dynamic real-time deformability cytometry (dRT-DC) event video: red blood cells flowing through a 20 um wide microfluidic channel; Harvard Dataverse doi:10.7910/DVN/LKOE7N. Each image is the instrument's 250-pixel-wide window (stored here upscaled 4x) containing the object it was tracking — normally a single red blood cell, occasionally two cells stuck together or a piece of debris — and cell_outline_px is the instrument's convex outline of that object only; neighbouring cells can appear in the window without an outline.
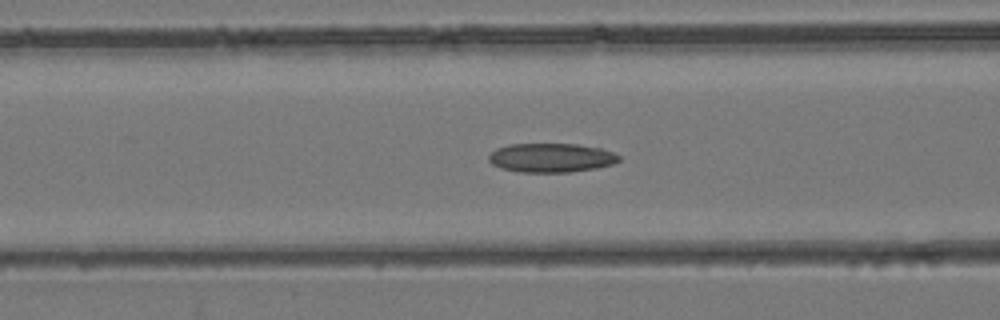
{"species": "common noctule bat (a hibernating species)", "species_latin": "Nyctalus noctula", "temperature_condition": "room temperature", "stored_images_in_passage": 45, "camera_frame_rate_fps": 3000, "um_per_image_px": 0.085, "animal": {"sex": "female", "body_mass_g": 24.6, "forearm_length_mm": 56.2}, "frame": {"image": 1, "passage_image": 19, "time_ms": 6.0, "image_size_px": [1000, 320], "cell_outline_px": [[620, 160], [612, 164], [596, 168], [568, 172], [520, 172], [500, 168], [492, 164], [488, 160], [488, 156], [496, 148], [508, 144], [576, 144], [600, 148], [612, 152], [620, 156]], "centroid_in_image_um": [46.82, 13.41], "position_along_channel_um": 119.8, "area_um2": 22.02}}
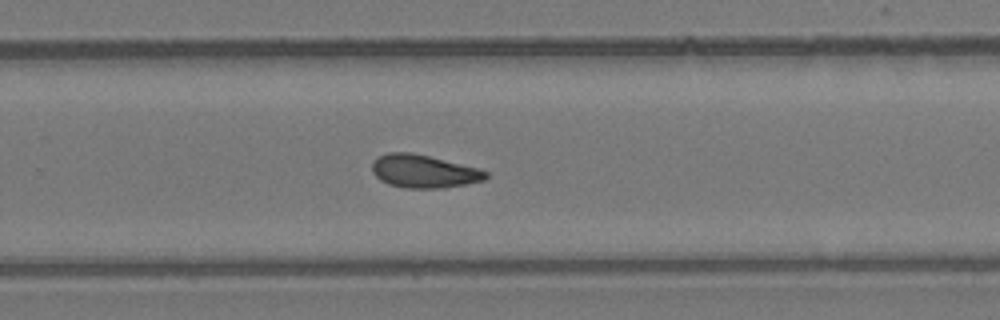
{"frame": {"image": 2, "passage_image": 30, "time_ms": 9.667, "image_size_px": [1000, 320], "cell_outline_px": [[488, 176], [484, 180], [444, 188], [404, 188], [388, 184], [380, 180], [372, 172], [372, 160], [388, 152], [408, 152], [428, 156], [480, 168], [488, 172]], "centroid_in_image_um": [36.01, 14.56], "position_along_channel_um": 293.8, "area_um2": 21.91}}
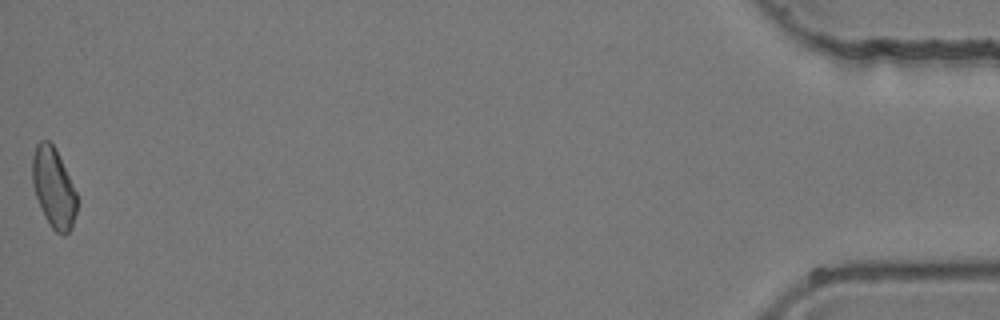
{"frame": {"image": 3, "passage_image": 45, "time_ms": 14.667, "image_size_px": [1000, 320], "cell_outline_px": [[76, 212], [72, 228], [64, 236], [56, 232], [52, 228], [44, 216], [36, 196], [32, 184], [32, 156], [36, 144], [40, 140], [48, 140], [56, 148], [76, 192]], "centroid_in_image_um": [4.54, 15.95], "position_along_channel_um": 430.7, "area_um2": 20.75}}